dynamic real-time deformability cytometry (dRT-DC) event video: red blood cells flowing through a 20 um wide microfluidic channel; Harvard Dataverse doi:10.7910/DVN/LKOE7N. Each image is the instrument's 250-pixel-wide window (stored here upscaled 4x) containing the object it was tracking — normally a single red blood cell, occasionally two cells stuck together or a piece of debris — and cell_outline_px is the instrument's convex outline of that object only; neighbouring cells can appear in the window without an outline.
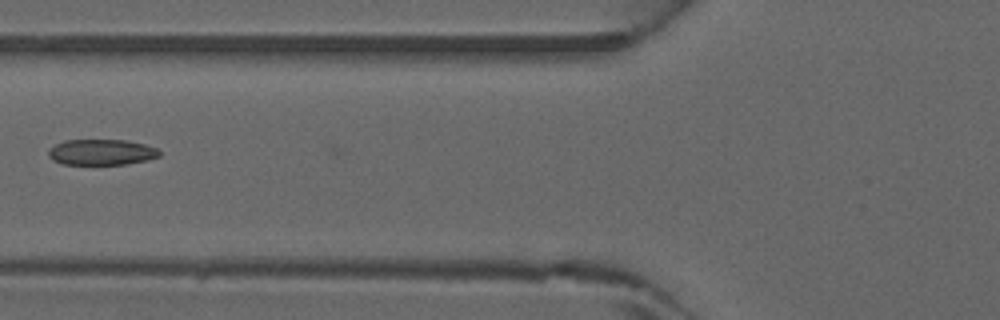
{"species": "common noctule bat (a hibernating species)", "species_latin": "Nyctalus noctula", "temperature_condition": "warm", "stored_images_in_passage": 4, "camera_frame_rate_fps": 3000, "um_per_image_px": 0.085, "animal": {"sex": "male", "forearm_length_mm": 52.5}, "frame": {"image": 1, "passage_image": 4, "time_ms": 1.0, "image_size_px": [1000, 320], "cell_outline_px": [[160, 156], [148, 160], [124, 164], [64, 164], [52, 160], [48, 156], [48, 148], [64, 140], [124, 140], [144, 144], [156, 148], [160, 152]], "centroid_in_image_um": [8.6, 12.93], "position_along_channel_um": 117.2, "area_um2": 16.65}}